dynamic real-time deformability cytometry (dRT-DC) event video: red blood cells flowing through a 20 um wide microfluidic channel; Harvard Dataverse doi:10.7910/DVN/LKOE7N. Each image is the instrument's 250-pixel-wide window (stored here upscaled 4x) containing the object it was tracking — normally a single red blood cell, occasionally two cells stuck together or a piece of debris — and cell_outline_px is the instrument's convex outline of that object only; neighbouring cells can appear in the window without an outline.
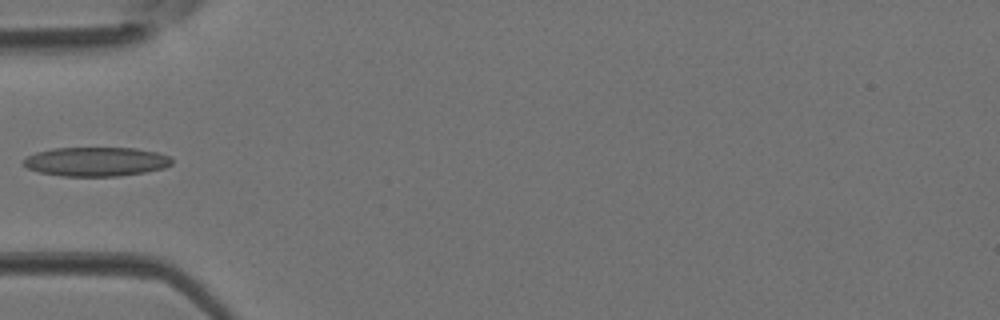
{"species": "Egyptian fruit bat (a non-hibernating species)", "species_latin": "Rousettus aegyptiacus", "temperature_condition": "room temperature", "stored_images_in_passage": 3, "camera_frame_rate_fps": 3000, "um_per_image_px": 0.085, "animal": {"sex": "female"}, "frame": {"image": 1, "passage_image": 3, "time_ms": 0.667, "image_size_px": [1000, 320], "cell_outline_px": [[172, 164], [164, 168], [144, 172], [120, 176], [60, 176], [40, 172], [28, 168], [24, 164], [24, 160], [28, 156], [36, 152], [52, 148], [136, 148], [156, 152], [168, 156], [172, 160]], "centroid_in_image_um": [8.17, 13.74], "position_along_channel_um": 76.8, "area_um2": 25.09}}